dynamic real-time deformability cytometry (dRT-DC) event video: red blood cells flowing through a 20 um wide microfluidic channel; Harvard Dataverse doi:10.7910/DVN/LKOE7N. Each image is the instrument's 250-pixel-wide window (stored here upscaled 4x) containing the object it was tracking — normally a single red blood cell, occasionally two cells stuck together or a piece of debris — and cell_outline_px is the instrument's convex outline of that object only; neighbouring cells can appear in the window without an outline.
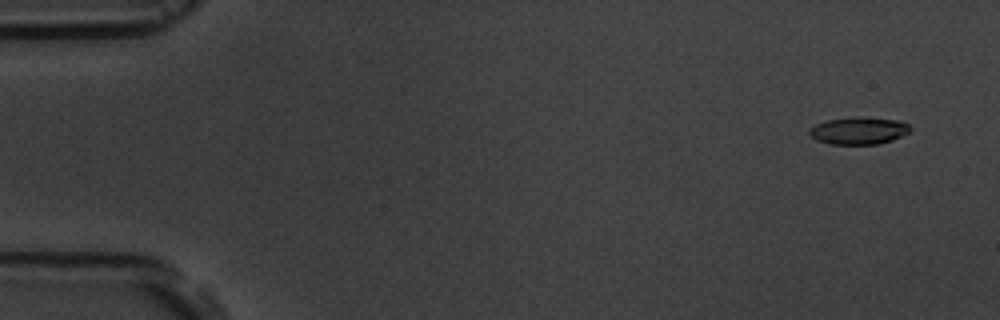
{"species": "common noctule bat (a hibernating species)", "species_latin": "Nyctalus noctula", "temperature_condition": "room temperature", "stored_images_in_passage": 6, "camera_frame_rate_fps": 3000, "um_per_image_px": 0.085, "animal": {"sex": "male", "body_mass_g": 19.5, "forearm_length_mm": 54.6}, "frame": {"image": 1, "passage_image": 1, "time_ms": 0.0, "image_size_px": [1000, 320], "cell_outline_px": [[912, 128], [908, 132], [892, 140], [876, 144], [828, 144], [816, 140], [808, 132], [808, 128], [816, 124], [828, 120], [900, 120], [908, 124]], "centroid_in_image_um": [72.96, 11.17], "position_along_channel_um": 12.0, "area_um2": 15.03}}
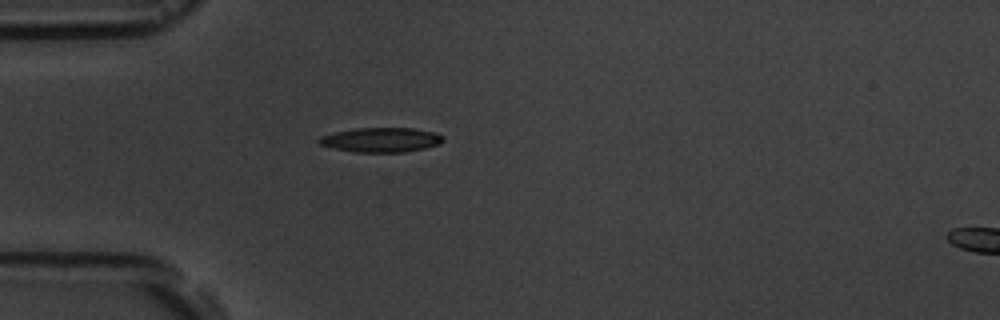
{"frame": {"image": 2, "passage_image": 5, "time_ms": 4.333, "image_size_px": [1000, 320], "cell_outline_px": [[444, 140], [440, 144], [424, 148], [404, 152], [356, 152], [332, 148], [320, 144], [316, 140], [320, 136], [336, 132], [356, 128], [412, 128], [436, 132], [444, 136]], "centroid_in_image_um": [32.41, 11.88], "position_along_channel_um": 52.6, "area_um2": 17.8}}